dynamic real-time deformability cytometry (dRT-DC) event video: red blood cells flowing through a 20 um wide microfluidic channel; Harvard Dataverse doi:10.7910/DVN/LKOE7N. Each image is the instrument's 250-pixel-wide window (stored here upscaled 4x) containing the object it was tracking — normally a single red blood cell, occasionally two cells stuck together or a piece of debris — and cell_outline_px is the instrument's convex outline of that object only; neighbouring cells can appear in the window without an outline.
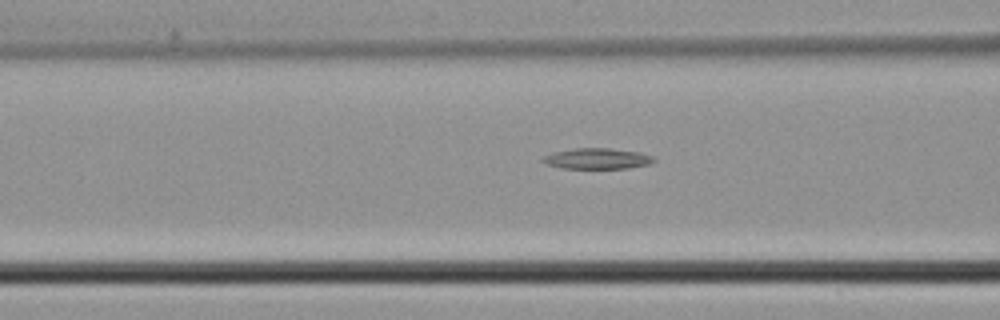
{"species": "common noctule bat (a hibernating species)", "species_latin": "Nyctalus noctula", "temperature_condition": "cold", "stored_images_in_passage": 7, "camera_frame_rate_fps": 3000, "um_per_image_px": 0.085, "animal": {"sex": "male", "body_mass_g": 21.5, "forearm_length_mm": 52.0}, "frame": {"image": 1, "passage_image": 5, "time_ms": 1.333, "image_size_px": [1000, 320], "cell_outline_px": [[656, 160], [648, 164], [628, 168], [560, 168], [548, 164], [540, 160], [544, 156], [552, 152], [576, 148], [608, 148], [640, 152], [652, 156]], "centroid_in_image_um": [50.74, 13.47], "position_along_channel_um": 115.9, "area_um2": 13.35}}